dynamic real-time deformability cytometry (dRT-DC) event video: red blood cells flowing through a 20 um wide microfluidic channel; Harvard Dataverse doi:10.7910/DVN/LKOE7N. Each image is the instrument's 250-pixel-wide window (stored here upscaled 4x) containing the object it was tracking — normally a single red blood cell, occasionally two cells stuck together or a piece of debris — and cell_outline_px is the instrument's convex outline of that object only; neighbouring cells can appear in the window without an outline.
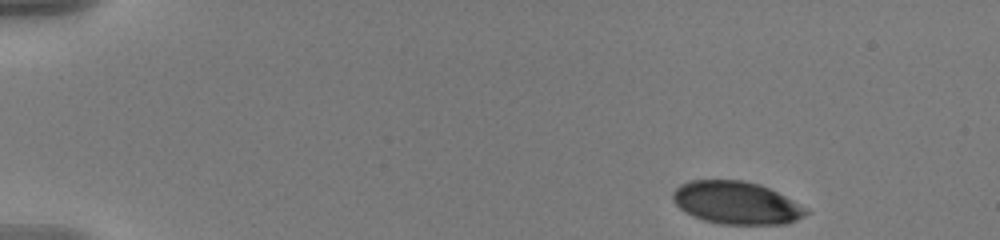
{"species": "human", "species_latin": "Homo sapiens", "temperature_condition": "warm", "stored_images_in_passage": 10, "camera_frame_rate_fps": 3000, "um_per_image_px": 0.085, "donor": {"sex": "male"}, "frame": {"image": 1, "passage_image": 1, "time_ms": 0.0, "image_size_px": [1000, 240], "cell_outline_px": [[812, 212], [788, 224], [720, 224], [704, 220], [692, 216], [684, 212], [672, 200], [672, 192], [680, 184], [692, 180], [744, 180], [760, 184], [808, 208]], "centroid_in_image_um": [62.59, 17.24], "position_along_channel_um": 22.4, "area_um2": 33.29}}